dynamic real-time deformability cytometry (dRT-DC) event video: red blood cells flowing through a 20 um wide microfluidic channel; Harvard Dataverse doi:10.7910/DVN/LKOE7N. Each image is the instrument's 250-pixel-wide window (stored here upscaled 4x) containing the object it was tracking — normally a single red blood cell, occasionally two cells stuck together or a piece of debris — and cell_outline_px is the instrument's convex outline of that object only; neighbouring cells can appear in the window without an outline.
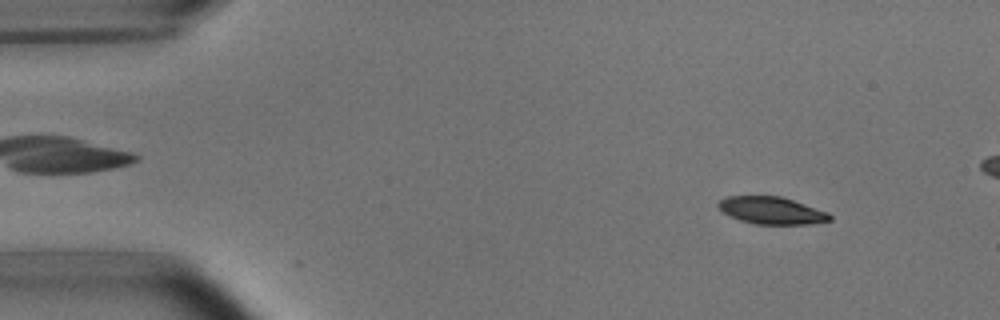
{"species": "common noctule bat (a hibernating species)", "species_latin": "Nyctalus noctula", "temperature_condition": "room temperature", "stored_images_in_passage": 4, "camera_frame_rate_fps": 3000, "um_per_image_px": 0.085, "animal": {"sex": "male", "body_mass_g": 15.6}, "frame": {"image": 1, "passage_image": 1, "time_ms": 0.0, "image_size_px": [1000, 320], "cell_outline_px": [[832, 220], [808, 224], [756, 224], [740, 220], [728, 216], [716, 204], [720, 200], [728, 196], [780, 196], [828, 212], [832, 216]], "centroid_in_image_um": [65.58, 17.89], "position_along_channel_um": 19.4, "area_um2": 17.57}}